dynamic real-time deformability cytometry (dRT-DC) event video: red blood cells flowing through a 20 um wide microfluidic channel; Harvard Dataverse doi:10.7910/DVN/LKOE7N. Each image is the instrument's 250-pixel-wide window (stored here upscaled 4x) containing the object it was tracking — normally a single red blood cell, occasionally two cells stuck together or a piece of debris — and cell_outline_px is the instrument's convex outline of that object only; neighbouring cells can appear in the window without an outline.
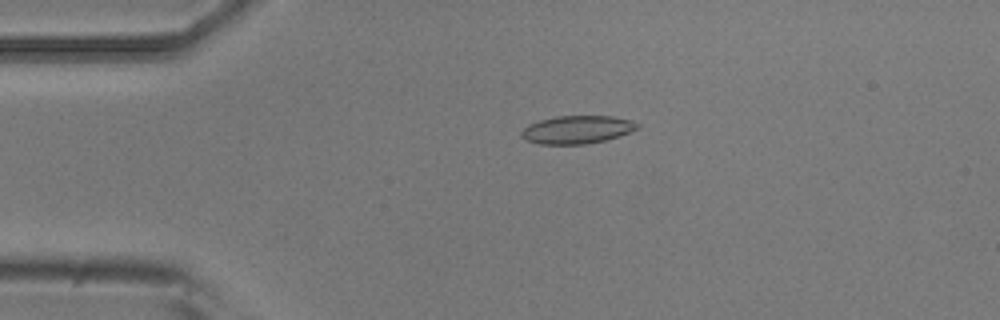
{"species": "common noctule bat (a hibernating species)", "species_latin": "Nyctalus noctula", "temperature_condition": "room temperature", "stored_images_in_passage": 4, "camera_frame_rate_fps": 3000, "um_per_image_px": 0.085, "animal": {"sex": "male", "body_mass_g": 20.5, "forearm_length_mm": 52.5}, "frame": {"image": 1, "passage_image": 3, "time_ms": 0.667, "image_size_px": [1000, 320], "cell_outline_px": [[640, 128], [620, 136], [604, 140], [584, 144], [540, 144], [528, 140], [520, 136], [520, 132], [528, 124], [540, 120], [556, 116], [612, 116], [632, 120], [640, 124]], "centroid_in_image_um": [49.08, 11.01], "position_along_channel_um": 35.9, "area_um2": 18.96}}